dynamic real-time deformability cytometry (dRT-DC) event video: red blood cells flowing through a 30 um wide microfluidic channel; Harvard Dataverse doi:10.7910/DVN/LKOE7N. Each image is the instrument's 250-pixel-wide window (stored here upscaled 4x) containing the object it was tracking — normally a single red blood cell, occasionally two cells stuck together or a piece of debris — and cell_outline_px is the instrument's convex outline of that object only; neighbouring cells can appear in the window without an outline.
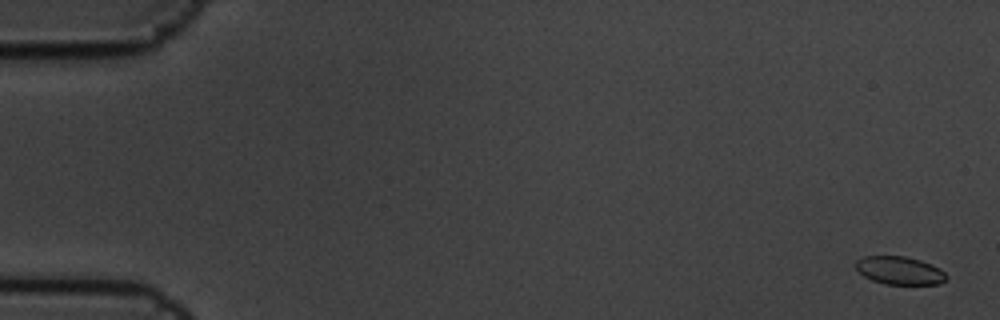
{"species": "common noctule bat (a hibernating species)", "species_latin": "Nyctalus noctula", "temperature_condition": "cold", "stored_images_in_passage": 6, "camera_frame_rate_fps": 3000, "um_per_image_px": 0.085, "animal": {"sex": "male", "body_mass_g": 19.5, "forearm_length_mm": 54.6}, "frame": {"image": 1, "passage_image": 1, "time_ms": 0.0, "image_size_px": [1000, 320], "cell_outline_px": [[948, 276], [940, 284], [884, 284], [872, 280], [864, 276], [856, 268], [856, 260], [864, 256], [904, 256], [920, 260], [940, 268]], "centroid_in_image_um": [76.47, 22.99], "position_along_channel_um": 8.5, "area_um2": 14.74}}
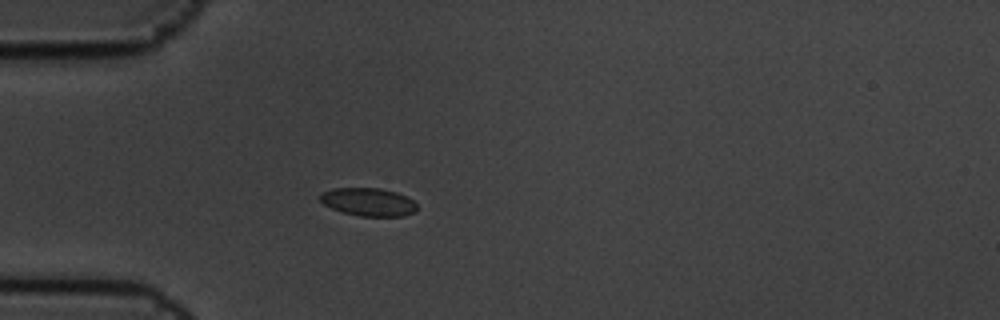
{"frame": {"image": 2, "passage_image": 5, "time_ms": 1.333, "image_size_px": [1000, 320], "cell_outline_px": [[416, 212], [404, 216], [360, 216], [344, 212], [332, 208], [324, 204], [320, 200], [320, 196], [324, 192], [332, 188], [380, 188], [396, 192], [412, 200], [416, 204]], "centroid_in_image_um": [31.33, 17.17], "position_along_channel_um": 53.7, "area_um2": 15.66}}